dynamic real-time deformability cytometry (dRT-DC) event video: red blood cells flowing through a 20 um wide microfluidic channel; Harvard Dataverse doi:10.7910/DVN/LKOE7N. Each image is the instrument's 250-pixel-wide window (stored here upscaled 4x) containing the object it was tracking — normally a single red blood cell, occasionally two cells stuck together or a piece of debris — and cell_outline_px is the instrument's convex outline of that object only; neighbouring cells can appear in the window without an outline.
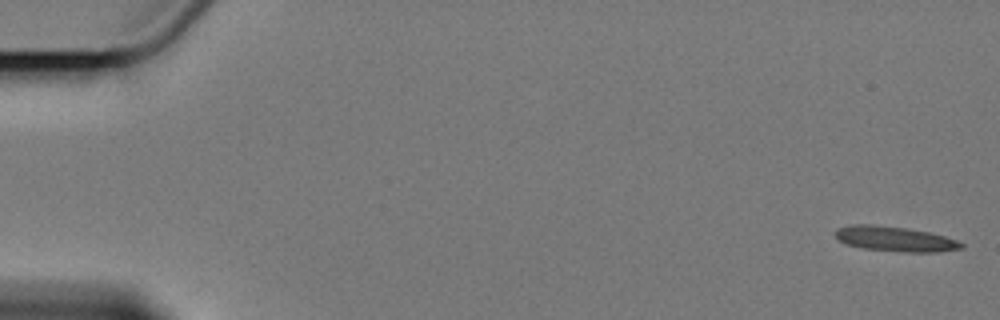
{"species": "Egyptian fruit bat (a non-hibernating species)", "species_latin": "Rousettus aegyptiacus", "temperature_condition": "cold", "stored_images_in_passage": 4, "camera_frame_rate_fps": 3000, "um_per_image_px": 0.085, "animal": {"sex": "female"}, "frame": {"image": 1, "passage_image": 1, "time_ms": 0.0, "image_size_px": [1000, 320], "cell_outline_px": [[964, 248], [936, 252], [904, 252], [864, 248], [848, 244], [840, 240], [836, 236], [836, 228], [852, 224], [872, 224], [908, 228], [928, 232], [944, 236], [956, 240], [964, 244]], "centroid_in_image_um": [76.09, 20.3], "position_along_channel_um": 8.9, "area_um2": 18.21}}